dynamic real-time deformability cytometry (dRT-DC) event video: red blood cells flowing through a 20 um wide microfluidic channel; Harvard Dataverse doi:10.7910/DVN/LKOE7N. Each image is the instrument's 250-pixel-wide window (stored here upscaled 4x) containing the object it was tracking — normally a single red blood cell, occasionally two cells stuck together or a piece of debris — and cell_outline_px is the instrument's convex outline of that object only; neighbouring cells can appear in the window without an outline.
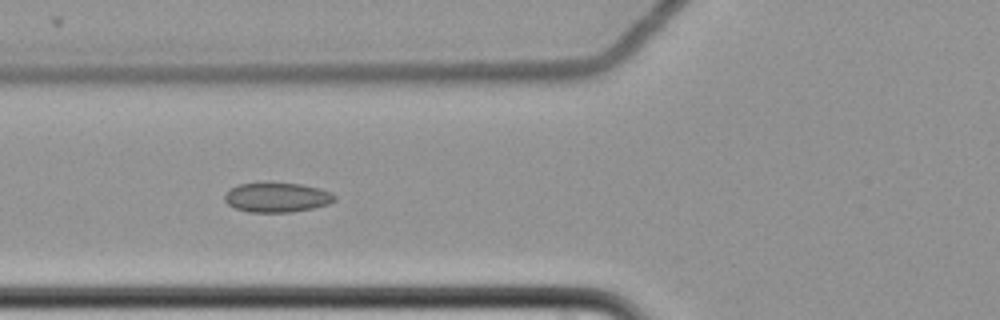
{"species": "common noctule bat (a hibernating species)", "species_latin": "Nyctalus noctula", "temperature_condition": "cold", "stored_images_in_passage": 38, "camera_frame_rate_fps": 3000, "um_per_image_px": 0.085, "animal": {"sex": "female", "body_mass_g": 22.7, "forearm_length_mm": 54.2}, "frame": {"image": 1, "passage_image": 8, "time_ms": 2.333, "image_size_px": [1000, 320], "cell_outline_px": [[336, 200], [328, 204], [312, 208], [288, 212], [248, 212], [236, 208], [228, 204], [224, 200], [224, 196], [236, 184], [300, 184], [320, 188], [332, 192], [336, 196]], "centroid_in_image_um": [23.57, 16.79], "position_along_channel_um": 102.2, "area_um2": 18.61}}
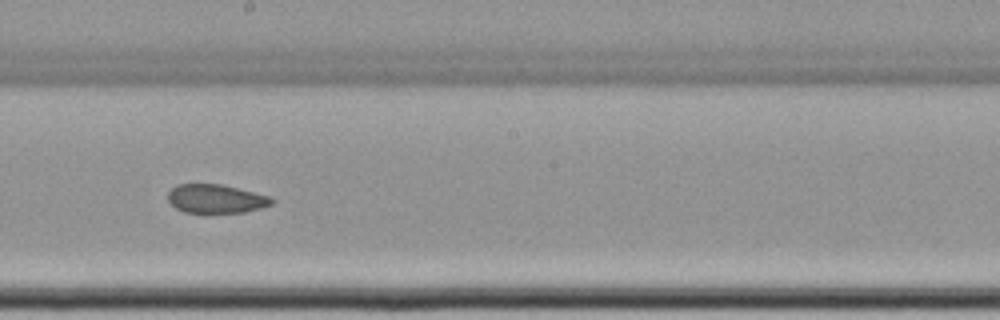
{"frame": {"image": 2, "passage_image": 19, "time_ms": 6.0, "image_size_px": [1000, 320], "cell_outline_px": [[276, 200], [272, 204], [260, 208], [244, 212], [184, 212], [176, 208], [168, 200], [168, 192], [176, 184], [220, 184], [268, 196]], "centroid_in_image_um": [18.33, 16.89], "position_along_channel_um": 229.9, "area_um2": 17.11}}
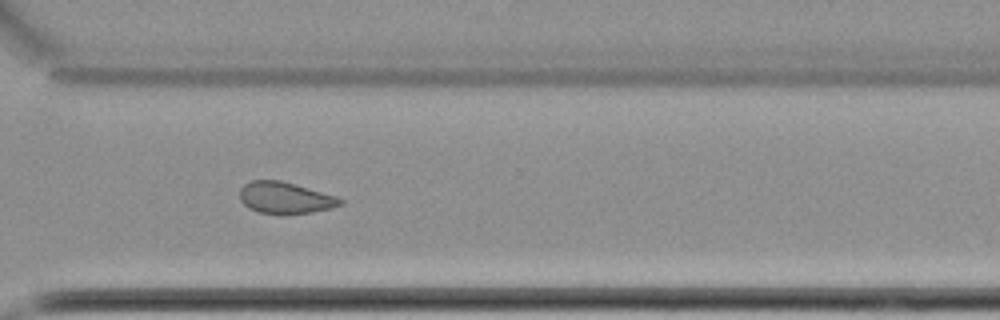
{"frame": {"image": 3, "passage_image": 29, "time_ms": 9.333, "image_size_px": [1000, 320], "cell_outline_px": [[344, 204], [332, 208], [312, 212], [284, 216], [280, 216], [260, 212], [248, 208], [240, 200], [240, 188], [244, 184], [252, 180], [280, 180], [296, 184], [336, 196], [344, 200]], "centroid_in_image_um": [24.25, 16.84], "position_along_channel_um": 346.4, "area_um2": 18.96}, "authors_computed_cell_mechanics": {"area_um2": 18.3226, "velocity_mm_per_s": 3.4826, "shape_relaxation_time_tau1_ms": null, "shape_relaxation_time_tau2_ms": 4.2482, "deformation_change_tau1": null, "deformation_change_tau2": 0.0824}}